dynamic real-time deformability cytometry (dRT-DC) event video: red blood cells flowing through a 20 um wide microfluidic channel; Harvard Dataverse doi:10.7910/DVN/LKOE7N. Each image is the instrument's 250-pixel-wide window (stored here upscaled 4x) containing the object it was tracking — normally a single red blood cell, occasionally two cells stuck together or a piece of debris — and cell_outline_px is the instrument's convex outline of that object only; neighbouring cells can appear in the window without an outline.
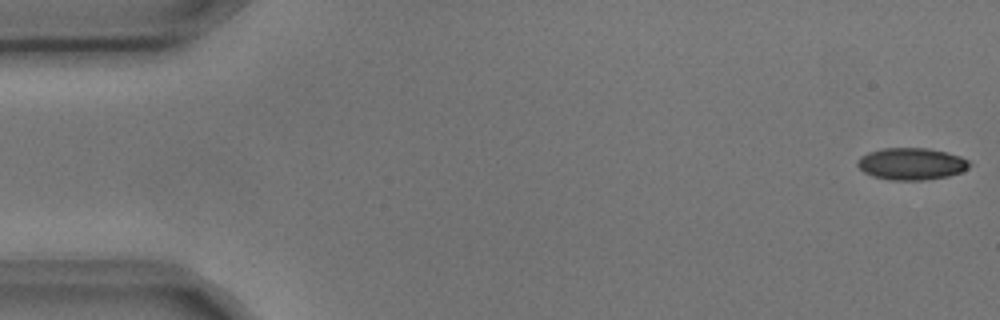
{"species": "common noctule bat (a hibernating species)", "species_latin": "Nyctalus noctula", "temperature_condition": "cold", "stored_images_in_passage": 5, "camera_frame_rate_fps": 3000, "um_per_image_px": 0.085, "animal": {"sex": "male", "body_mass_g": 17.9, "forearm_length_mm": 54.2}, "frame": {"image": 1, "passage_image": 1, "time_ms": 0.0, "image_size_px": [1000, 320], "cell_outline_px": [[968, 168], [960, 172], [948, 176], [924, 180], [888, 180], [872, 176], [864, 172], [856, 164], [856, 160], [860, 156], [868, 152], [884, 148], [928, 148], [960, 156], [968, 160]], "centroid_in_image_um": [77.42, 13.93], "position_along_channel_um": 7.6, "area_um2": 20.81}}
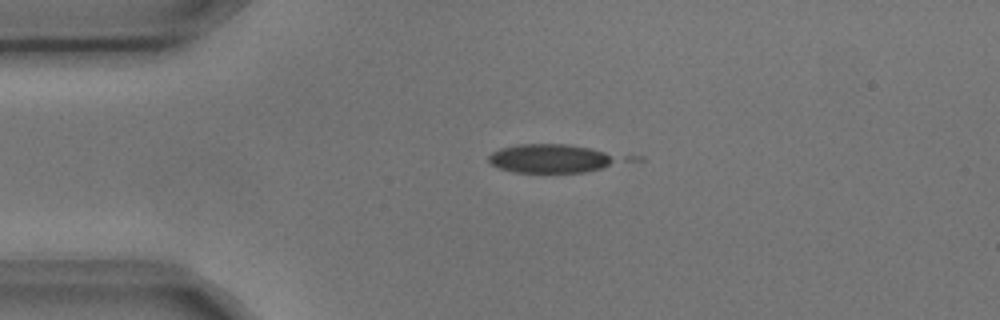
{"frame": {"image": 2, "passage_image": 4, "time_ms": 1.0, "image_size_px": [1000, 320], "cell_outline_px": [[616, 160], [600, 168], [584, 172], [512, 172], [500, 168], [492, 164], [488, 160], [488, 156], [492, 152], [500, 148], [516, 144], [568, 144], [592, 148], [604, 152], [612, 156]], "centroid_in_image_um": [46.67, 13.46], "position_along_channel_um": 38.3, "area_um2": 21.21}}